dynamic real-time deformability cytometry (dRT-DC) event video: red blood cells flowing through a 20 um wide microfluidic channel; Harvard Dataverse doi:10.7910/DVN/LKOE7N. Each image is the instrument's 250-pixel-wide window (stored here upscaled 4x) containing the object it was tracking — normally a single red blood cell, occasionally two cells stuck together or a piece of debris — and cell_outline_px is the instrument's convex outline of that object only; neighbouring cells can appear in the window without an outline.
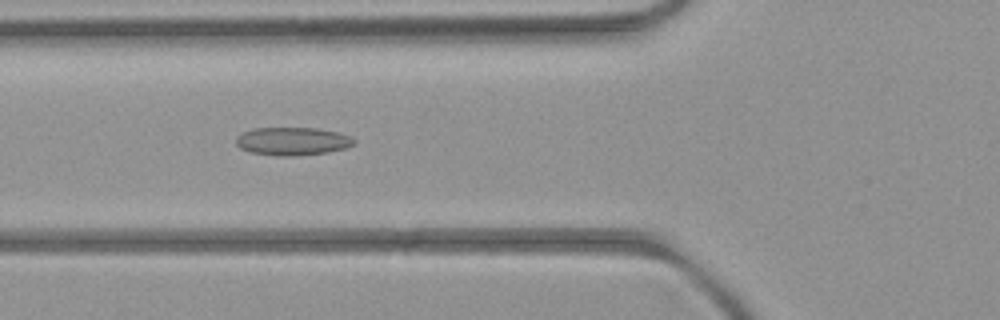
{"species": "common noctule bat (a hibernating species)", "species_latin": "Nyctalus noctula", "temperature_condition": "room temperature", "stored_images_in_passage": 4, "camera_frame_rate_fps": 3000, "um_per_image_px": 0.085, "animal": {"sex": "female", "body_mass_g": 21.9}, "frame": {"image": 1, "passage_image": 2, "time_ms": 1.0, "image_size_px": [1000, 320], "cell_outline_px": [[356, 144], [344, 148], [328, 152], [296, 156], [276, 156], [248, 152], [240, 148], [236, 144], [236, 136], [252, 128], [316, 128], [336, 132], [348, 136], [356, 140]], "centroid_in_image_um": [24.83, 12.01], "position_along_channel_um": 101.0, "area_um2": 19.36}}
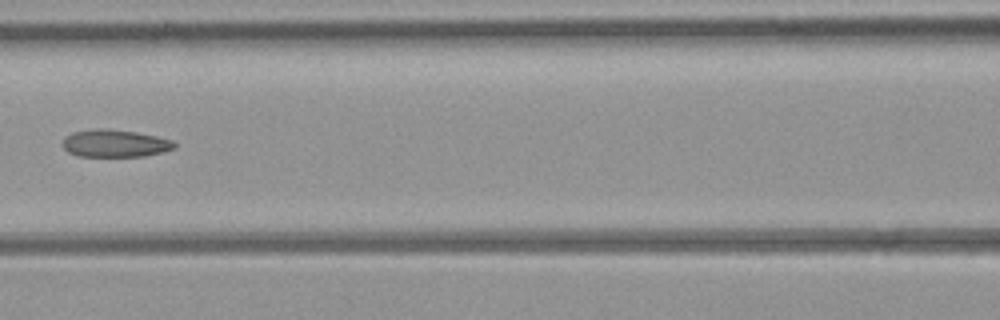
{"frame": {"image": 2, "passage_image": 3, "time_ms": 2.333, "image_size_px": [1000, 320], "cell_outline_px": [[176, 148], [144, 156], [76, 156], [68, 152], [60, 144], [64, 136], [72, 132], [100, 128], [104, 128], [136, 132], [156, 136], [172, 140], [176, 144]], "centroid_in_image_um": [9.72, 12.18], "position_along_channel_um": 156.9, "area_um2": 17.98}}
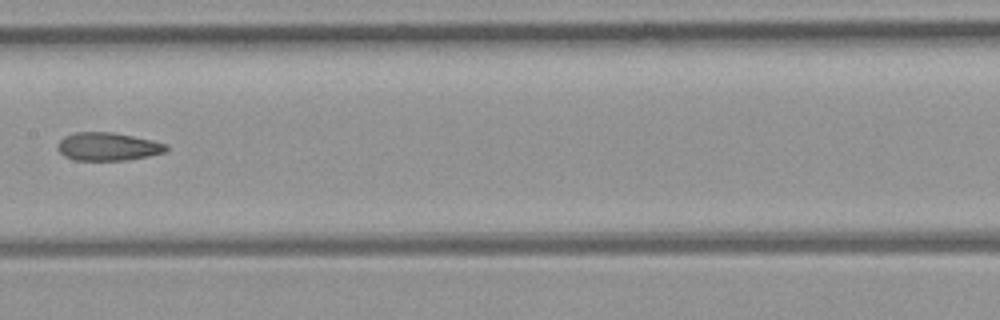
{"frame": {"image": 3, "passage_image": 4, "time_ms": 3.333, "image_size_px": [1000, 320], "cell_outline_px": [[168, 148], [164, 152], [148, 156], [128, 160], [76, 160], [64, 156], [56, 148], [56, 144], [64, 136], [76, 132], [112, 132], [152, 140], [168, 144]], "centroid_in_image_um": [9.15, 12.46], "position_along_channel_um": 198.3, "area_um2": 17.8}}